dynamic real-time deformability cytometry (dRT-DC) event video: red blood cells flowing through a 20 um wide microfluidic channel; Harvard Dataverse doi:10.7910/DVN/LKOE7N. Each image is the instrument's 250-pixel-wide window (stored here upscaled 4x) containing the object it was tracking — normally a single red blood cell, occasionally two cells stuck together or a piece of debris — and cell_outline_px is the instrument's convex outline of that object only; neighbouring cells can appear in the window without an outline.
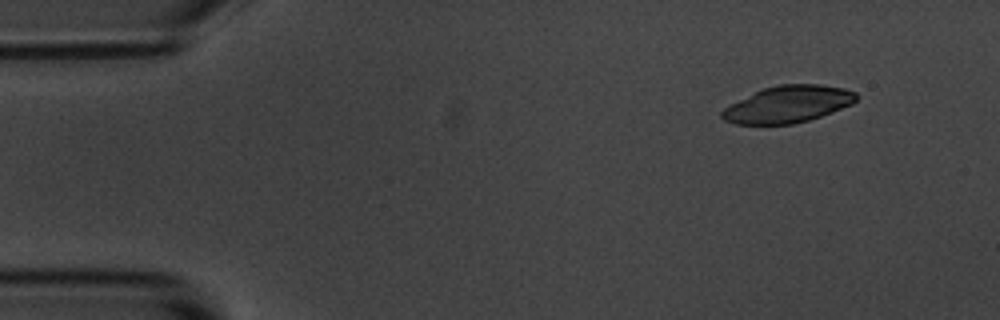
{"species": "common noctule bat (a hibernating species)", "species_latin": "Nyctalus noctula", "temperature_condition": "room temperature", "stored_images_in_passage": 4, "camera_frame_rate_fps": 3000, "um_per_image_px": 0.085, "animal": {"sex": "male", "body_mass_g": 20.1, "forearm_length_mm": 53.5}, "frame": {"image": 1, "passage_image": 1, "time_ms": 0.0, "image_size_px": [1000, 320], "cell_outline_px": [[856, 100], [852, 104], [832, 112], [808, 120], [792, 124], [736, 124], [724, 120], [720, 116], [720, 112], [724, 108], [764, 88], [780, 84], [820, 84], [844, 88], [856, 92]], "centroid_in_image_um": [66.99, 8.86], "position_along_channel_um": 18.0, "area_um2": 28.5}}